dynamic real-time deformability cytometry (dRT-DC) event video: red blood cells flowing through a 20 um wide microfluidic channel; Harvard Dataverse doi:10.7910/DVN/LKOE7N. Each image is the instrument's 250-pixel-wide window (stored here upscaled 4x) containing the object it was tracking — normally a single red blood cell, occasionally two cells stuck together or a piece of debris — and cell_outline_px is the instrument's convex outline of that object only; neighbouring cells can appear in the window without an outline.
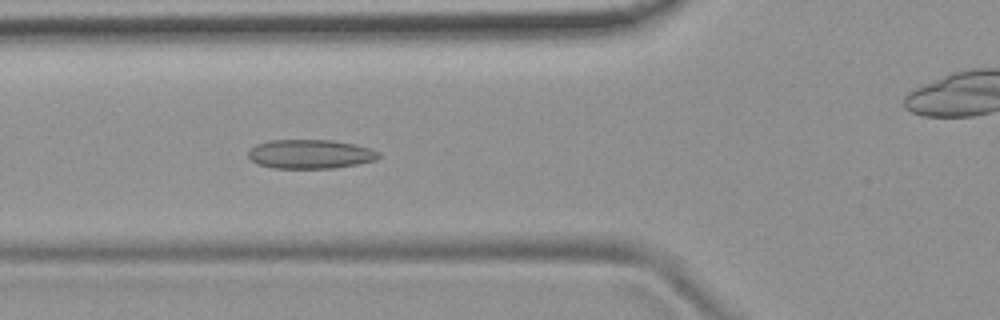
{"species": "common noctule bat (a hibernating species)", "species_latin": "Nyctalus noctula", "temperature_condition": "room temperature", "stored_images_in_passage": 54, "camera_frame_rate_fps": 3000, "um_per_image_px": 0.085, "animal": {"sex": "female", "body_mass_g": 19.9}, "frame": {"image": 1, "passage_image": 20, "time_ms": 6.333, "image_size_px": [1000, 320], "cell_outline_px": [[380, 156], [376, 160], [356, 164], [332, 168], [272, 168], [256, 164], [248, 156], [248, 152], [256, 144], [268, 140], [332, 140], [372, 148], [380, 152]], "centroid_in_image_um": [26.37, 13.09], "position_along_channel_um": 99.4, "area_um2": 22.14}}
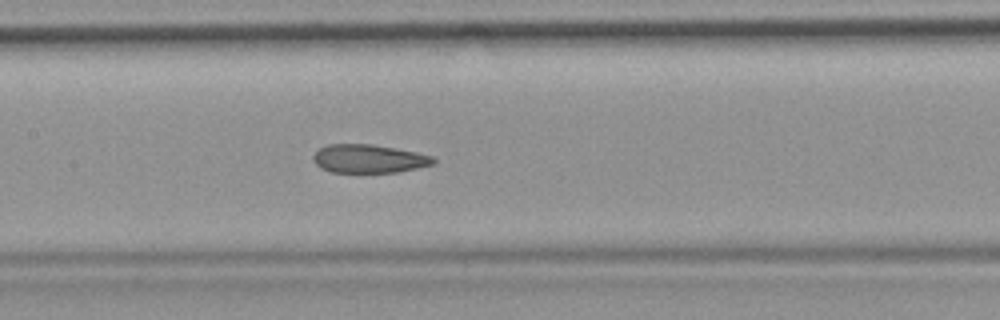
{"frame": {"image": 2, "passage_image": 26, "time_ms": 8.333, "image_size_px": [1000, 320], "cell_outline_px": [[436, 160], [432, 164], [400, 172], [332, 172], [320, 168], [312, 160], [312, 156], [320, 148], [328, 144], [372, 144], [416, 152], [432, 156]], "centroid_in_image_um": [31.32, 13.49], "position_along_channel_um": 176.1, "area_um2": 19.83}}
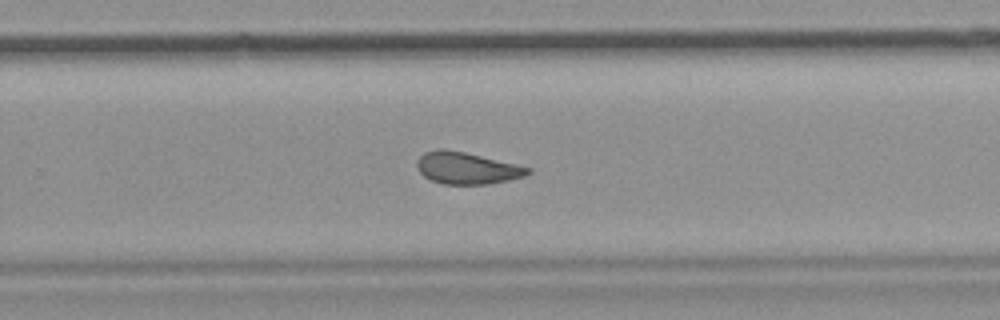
{"frame": {"image": 3, "passage_image": 35, "time_ms": 11.333, "image_size_px": [1000, 320], "cell_outline_px": [[532, 172], [524, 176], [508, 180], [488, 184], [444, 184], [432, 180], [424, 176], [420, 172], [416, 164], [420, 156], [424, 152], [440, 148], [444, 148], [464, 152], [532, 168]], "centroid_in_image_um": [39.68, 14.28], "position_along_channel_um": 290.1, "area_um2": 20.4}, "authors_computed_cell_mechanics": {"area_um2": 21.5016, "velocity_mm_per_s": 3.8239, "shape_relaxation_time_tau1_ms": null, "shape_relaxation_time_tau2_ms": 2.6741, "deformation_change_tau1": null, "deformation_change_tau2": 0.1026}}